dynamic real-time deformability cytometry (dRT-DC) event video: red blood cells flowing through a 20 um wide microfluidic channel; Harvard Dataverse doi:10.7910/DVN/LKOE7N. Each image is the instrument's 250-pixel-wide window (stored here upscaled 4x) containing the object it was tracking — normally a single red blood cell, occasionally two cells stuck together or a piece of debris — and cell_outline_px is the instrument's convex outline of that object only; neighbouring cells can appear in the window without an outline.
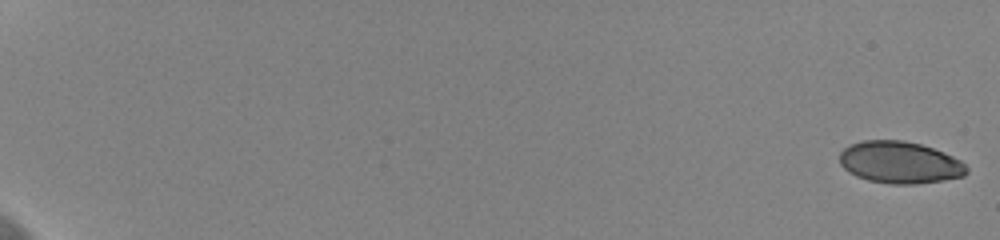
{"species": "human", "species_latin": "Homo sapiens", "temperature_condition": "cold", "stored_images_in_passage": 59, "camera_frame_rate_fps": 3000, "um_per_image_px": 0.085, "donor": {"sex": "female"}, "frame": {"image": 1, "passage_image": 1, "time_ms": 0.0, "image_size_px": [1000, 240], "cell_outline_px": [[968, 172], [964, 176], [944, 180], [916, 184], [892, 184], [868, 180], [856, 176], [848, 172], [840, 164], [840, 152], [844, 148], [852, 144], [864, 140], [904, 140], [920, 144], [944, 152], [960, 160], [968, 168]], "centroid_in_image_um": [76.49, 13.81], "position_along_channel_um": 8.5, "area_um2": 31.1}}
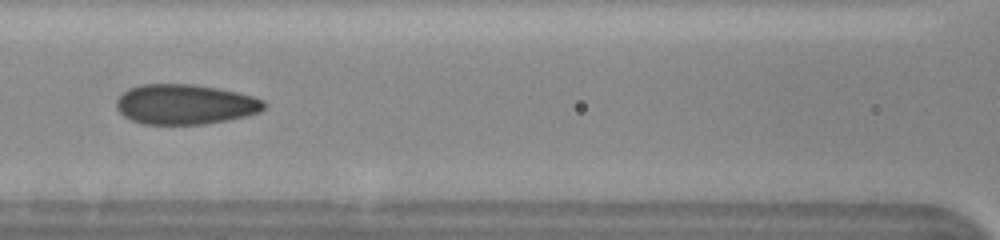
{"frame": {"image": 2, "passage_image": 31, "time_ms": 10.0, "image_size_px": [1000, 240], "cell_outline_px": [[268, 104], [260, 112], [228, 120], [204, 124], [144, 124], [132, 120], [124, 116], [116, 108], [116, 100], [128, 88], [140, 84], [192, 84], [216, 88], [236, 92], [252, 96], [264, 100]], "centroid_in_image_um": [15.73, 8.87], "position_along_channel_um": 150.9, "area_um2": 34.45}}
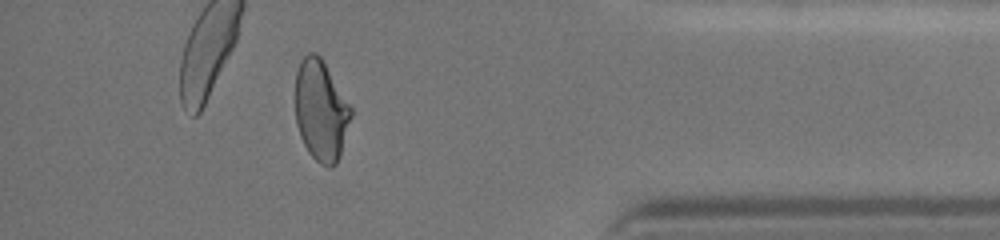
{"frame": {"image": 3, "passage_image": 54, "time_ms": 17.667, "image_size_px": [1000, 240], "cell_outline_px": [[352, 116], [340, 156], [336, 164], [332, 168], [328, 168], [320, 164], [308, 152], [300, 136], [296, 124], [296, 72], [300, 60], [308, 52], [316, 52], [320, 56], [352, 108]], "centroid_in_image_um": [27.28, 9.41], "position_along_channel_um": 407.9, "area_um2": 32.77}, "authors_computed_cell_mechanics": {"area_um2": 33.524, "velocity_mm_per_s": 3.6471, "shape_relaxation_time_tau1_ms": 6.4793, "shape_relaxation_time_tau2_ms": 1.0389, "deformation_change_tau1": 0.1647, "deformation_change_tau2": 0.0696}}